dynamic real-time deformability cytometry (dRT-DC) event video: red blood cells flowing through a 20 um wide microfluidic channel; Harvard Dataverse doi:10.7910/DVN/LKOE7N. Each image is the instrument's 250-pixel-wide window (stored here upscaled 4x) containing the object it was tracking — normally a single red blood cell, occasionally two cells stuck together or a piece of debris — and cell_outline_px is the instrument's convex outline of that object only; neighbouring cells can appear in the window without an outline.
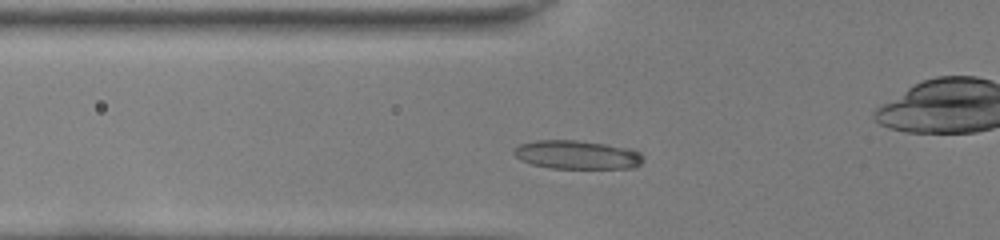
{"species": "common noctule bat (a hibernating species)", "species_latin": "Nyctalus noctula", "temperature_condition": "room temperature", "stored_images_in_passage": 49, "camera_frame_rate_fps": 3000, "um_per_image_px": 0.085, "animal": {"sex": "female", "body_mass_g": 22.0, "forearm_length_mm": 56.7}, "frame": {"image": 1, "passage_image": 16, "time_ms": 5.0, "image_size_px": [1000, 240], "cell_outline_px": [[644, 160], [640, 164], [632, 168], [552, 168], [532, 164], [520, 160], [512, 152], [512, 148], [520, 144], [536, 140], [576, 140], [604, 144], [640, 152], [644, 156]], "centroid_in_image_um": [49.0, 13.16], "position_along_channel_um": 76.8, "area_um2": 21.44}}